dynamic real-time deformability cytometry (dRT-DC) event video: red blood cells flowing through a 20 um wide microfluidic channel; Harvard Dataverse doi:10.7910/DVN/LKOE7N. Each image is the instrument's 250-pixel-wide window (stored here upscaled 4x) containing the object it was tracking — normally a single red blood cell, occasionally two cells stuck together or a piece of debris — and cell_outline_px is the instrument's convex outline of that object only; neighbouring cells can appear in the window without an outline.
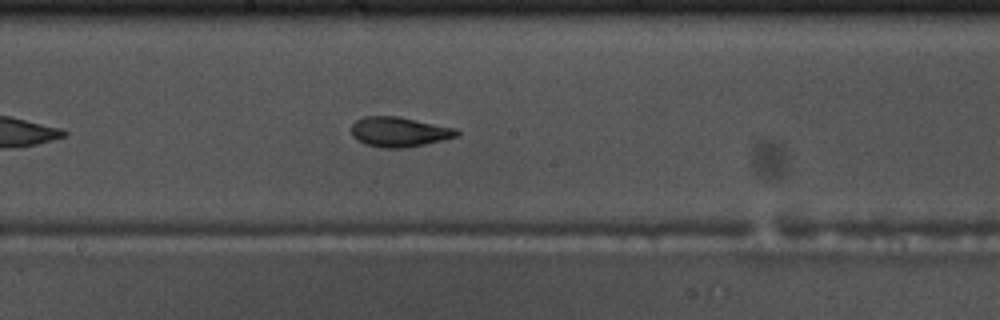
{"species": "common noctule bat (a hibernating species)", "species_latin": "Nyctalus noctula", "temperature_condition": "warm", "stored_images_in_passage": 41, "camera_frame_rate_fps": 3000, "um_per_image_px": 0.085, "animal": {"sex": "male", "body_mass_g": 17.5, "forearm_length_mm": 52.3}, "frame": {"image": 1, "passage_image": 16, "time_ms": 5.0, "image_size_px": [1000, 320], "cell_outline_px": [[460, 132], [456, 136], [424, 144], [404, 148], [384, 148], [364, 144], [356, 140], [352, 136], [352, 124], [356, 120], [364, 116], [396, 116], [456, 128]], "centroid_in_image_um": [33.88, 11.21], "position_along_channel_um": 214.3, "area_um2": 18.21}}
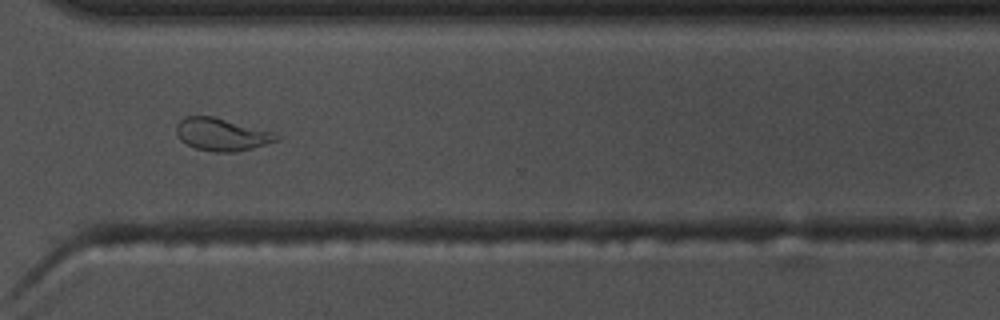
{"frame": {"image": 2, "passage_image": 27, "time_ms": 8.667, "image_size_px": [1000, 320], "cell_outline_px": [[280, 140], [252, 148], [232, 152], [216, 152], [196, 148], [180, 140], [176, 132], [176, 124], [184, 116], [212, 116], [272, 132], [280, 136]], "centroid_in_image_um": [18.82, 11.43], "position_along_channel_um": 351.8, "area_um2": 18.73}}
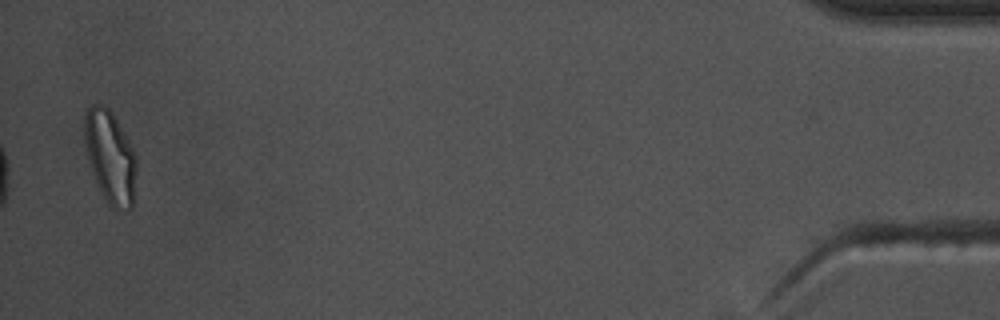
{"frame": {"image": 3, "passage_image": 40, "time_ms": 13.0, "image_size_px": [1000, 320], "cell_outline_px": [[136, 172], [132, 208], [128, 212], [116, 212], [108, 204], [100, 192], [92, 172], [88, 160], [84, 144], [84, 112], [92, 104], [104, 104], [112, 112], [128, 140], [136, 156]], "centroid_in_image_um": [9.35, 13.38], "position_along_channel_um": 425.8, "area_um2": 28.5}, "authors_computed_cell_mechanics": {"area_um2": 18.5538, "velocity_mm_per_s": 3.7461, "shape_relaxation_time_tau1_ms": 5.0916, "shape_relaxation_time_tau2_ms": 2.0102, "deformation_change_tau1": 0.1871, "deformation_change_tau2": 0.0843}}